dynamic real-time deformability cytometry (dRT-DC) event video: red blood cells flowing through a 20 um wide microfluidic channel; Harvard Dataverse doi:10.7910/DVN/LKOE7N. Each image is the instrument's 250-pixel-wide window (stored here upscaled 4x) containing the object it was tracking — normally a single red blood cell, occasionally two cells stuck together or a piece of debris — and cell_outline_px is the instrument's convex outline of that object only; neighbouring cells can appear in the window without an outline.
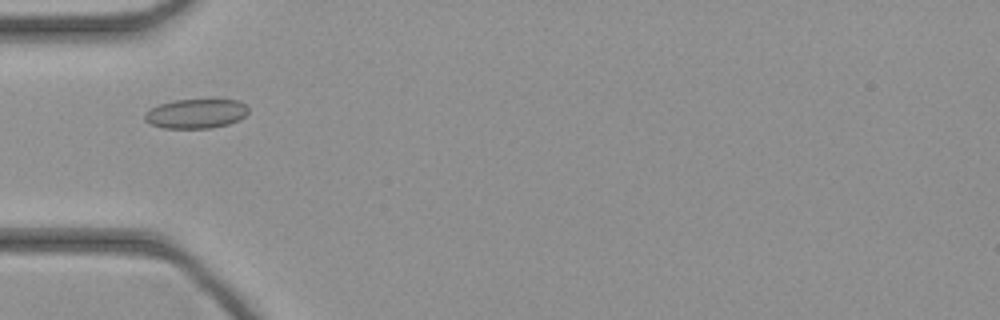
{"species": "common noctule bat (a hibernating species)", "species_latin": "Nyctalus noctula", "temperature_condition": "cold", "stored_images_in_passage": 39, "camera_frame_rate_fps": 3000, "um_per_image_px": 0.085, "animal": {"sex": "female", "body_mass_g": 21.9}, "frame": {"image": 1, "passage_image": 8, "time_ms": 2.333, "image_size_px": [1000, 320], "cell_outline_px": [[248, 112], [240, 120], [228, 124], [212, 128], [164, 128], [148, 124], [144, 120], [144, 112], [160, 104], [176, 100], [240, 100], [248, 108]], "centroid_in_image_um": [16.64, 9.67], "position_along_channel_um": 68.4, "area_um2": 17.8}}
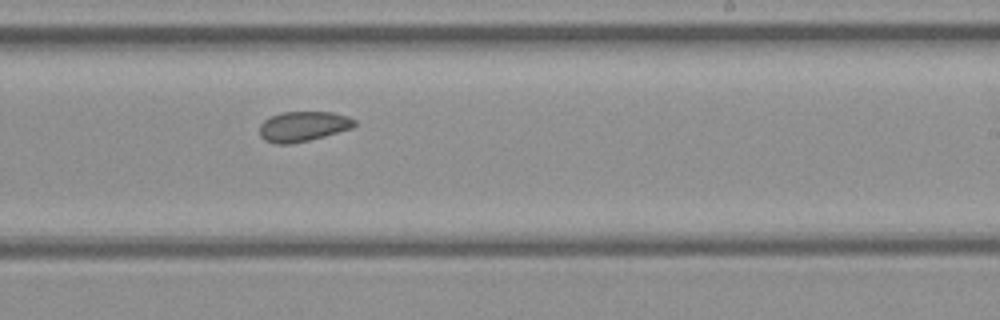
{"frame": {"image": 2, "passage_image": 21, "time_ms": 6.667, "image_size_px": [1000, 320], "cell_outline_px": [[356, 124], [352, 128], [324, 136], [308, 140], [288, 144], [276, 144], [264, 140], [260, 136], [260, 124], [268, 116], [280, 112], [332, 112], [348, 116], [356, 120]], "centroid_in_image_um": [25.74, 10.73], "position_along_channel_um": 263.3, "area_um2": 16.7}}
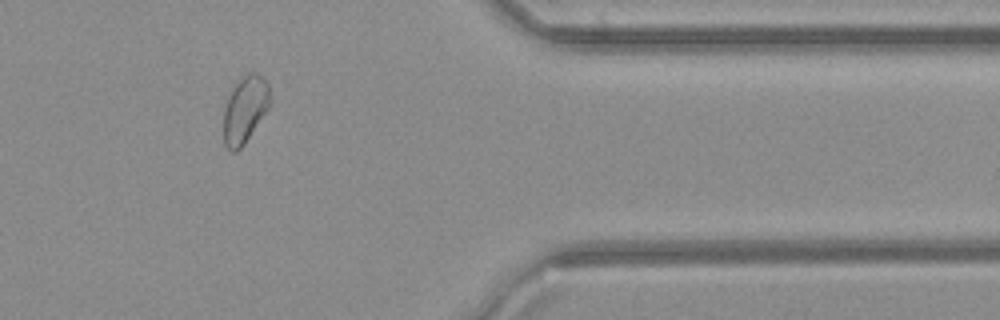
{"frame": {"image": 3, "passage_image": 31, "time_ms": 10.0, "image_size_px": [1000, 320], "cell_outline_px": [[272, 100], [268, 108], [244, 144], [236, 152], [232, 152], [224, 144], [224, 108], [228, 92], [236, 80], [240, 76], [248, 72], [256, 72], [264, 76], [268, 84]], "centroid_in_image_um": [20.82, 9.23], "position_along_channel_um": 390.6, "area_um2": 18.55}}